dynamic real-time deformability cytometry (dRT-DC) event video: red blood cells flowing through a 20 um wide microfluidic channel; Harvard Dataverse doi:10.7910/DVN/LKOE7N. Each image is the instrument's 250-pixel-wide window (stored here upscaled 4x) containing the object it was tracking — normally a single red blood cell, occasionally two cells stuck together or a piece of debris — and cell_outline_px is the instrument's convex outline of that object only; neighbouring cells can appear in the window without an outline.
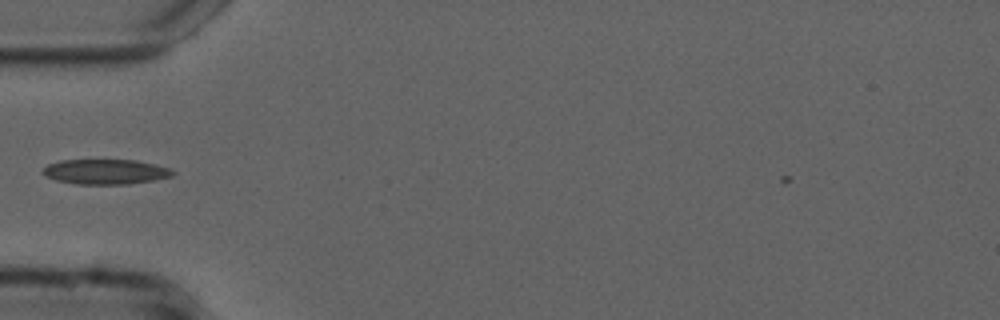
{"species": "common noctule bat (a hibernating species)", "species_latin": "Nyctalus noctula", "temperature_condition": "cold", "stored_images_in_passage": 32, "camera_frame_rate_fps": 3000, "um_per_image_px": 0.085, "animal": {"sex": "male", "forearm_length_mm": 52.5}, "frame": {"image": 1, "passage_image": 1, "time_ms": 0.0, "image_size_px": [1000, 320], "cell_outline_px": [[176, 172], [172, 176], [152, 180], [128, 184], [76, 184], [56, 180], [44, 176], [40, 172], [48, 164], [60, 160], [136, 160], [156, 164], [168, 168]], "centroid_in_image_um": [8.94, 14.59], "position_along_channel_um": 76.1, "area_um2": 18.96}}
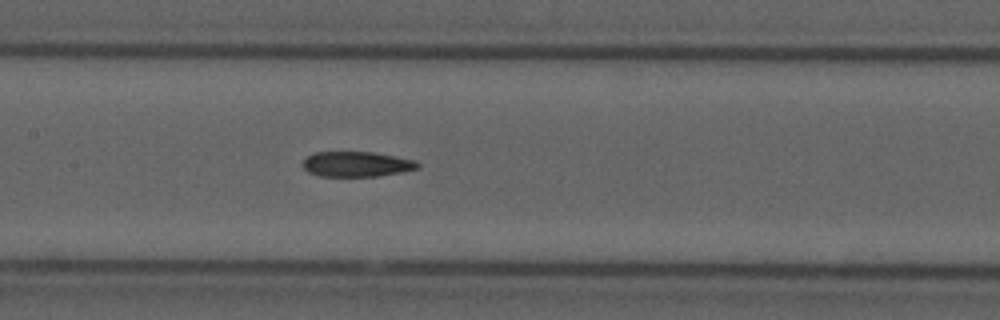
{"frame": {"image": 2, "passage_image": 9, "time_ms": 2.667, "image_size_px": [1000, 320], "cell_outline_px": [[420, 168], [404, 172], [380, 176], [320, 176], [308, 172], [304, 168], [304, 160], [308, 156], [316, 152], [372, 152], [412, 160], [420, 164]], "centroid_in_image_um": [30.33, 13.96], "position_along_channel_um": 177.1, "area_um2": 16.7}}
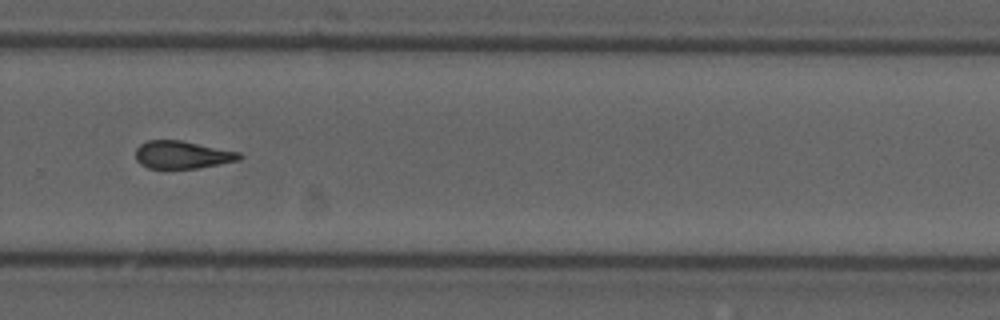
{"frame": {"image": 3, "passage_image": 20, "time_ms": 6.333, "image_size_px": [1000, 320], "cell_outline_px": [[244, 156], [240, 160], [220, 164], [196, 168], [148, 168], [140, 164], [136, 160], [136, 148], [140, 144], [148, 140], [180, 140], [240, 152]], "centroid_in_image_um": [15.5, 13.15], "position_along_channel_um": 314.3, "area_um2": 16.76}}